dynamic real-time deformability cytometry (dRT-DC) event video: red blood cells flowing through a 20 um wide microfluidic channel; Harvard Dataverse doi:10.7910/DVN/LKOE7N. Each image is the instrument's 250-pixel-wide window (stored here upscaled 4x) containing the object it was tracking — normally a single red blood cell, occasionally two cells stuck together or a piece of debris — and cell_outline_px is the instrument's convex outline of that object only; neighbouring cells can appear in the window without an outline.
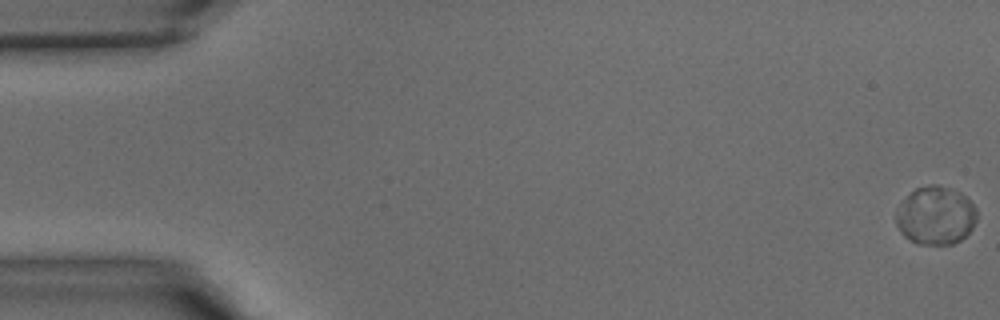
{"species": "common noctule bat (a hibernating species)", "species_latin": "Nyctalus noctula", "temperature_condition": "warm", "stored_images_in_passage": 43, "camera_frame_rate_fps": 3000, "um_per_image_px": 0.085, "animal": {"sex": "male", "body_mass_g": 15.6}, "frame": {"image": 1, "passage_image": 1, "time_ms": 0.0, "image_size_px": [1000, 320], "cell_outline_px": [[976, 220], [972, 228], [960, 240], [952, 244], [916, 244], [908, 240], [900, 232], [896, 224], [896, 208], [916, 188], [932, 184], [936, 184], [960, 192], [976, 208]], "centroid_in_image_um": [79.5, 18.34], "position_along_channel_um": 5.5, "area_um2": 27.28}}
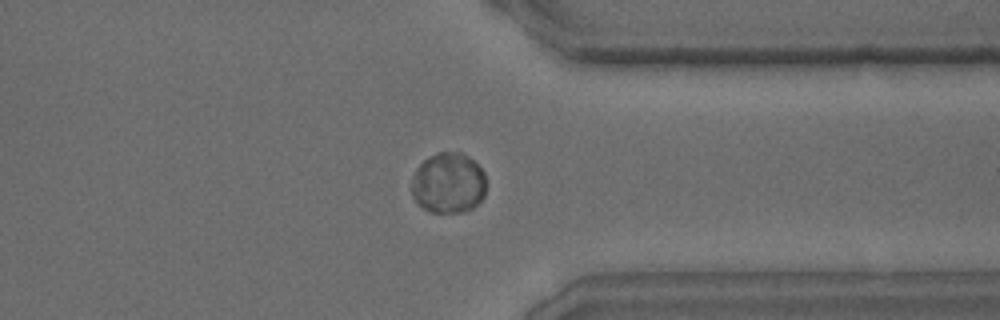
{"frame": {"image": 2, "passage_image": 33, "time_ms": 10.667, "image_size_px": [1000, 320], "cell_outline_px": [[488, 184], [484, 196], [472, 208], [460, 212], [432, 212], [424, 208], [412, 196], [412, 176], [416, 168], [424, 160], [436, 152], [460, 152], [468, 156], [484, 172]], "centroid_in_image_um": [38.13, 15.54], "position_along_channel_um": 373.3, "area_um2": 26.41}}